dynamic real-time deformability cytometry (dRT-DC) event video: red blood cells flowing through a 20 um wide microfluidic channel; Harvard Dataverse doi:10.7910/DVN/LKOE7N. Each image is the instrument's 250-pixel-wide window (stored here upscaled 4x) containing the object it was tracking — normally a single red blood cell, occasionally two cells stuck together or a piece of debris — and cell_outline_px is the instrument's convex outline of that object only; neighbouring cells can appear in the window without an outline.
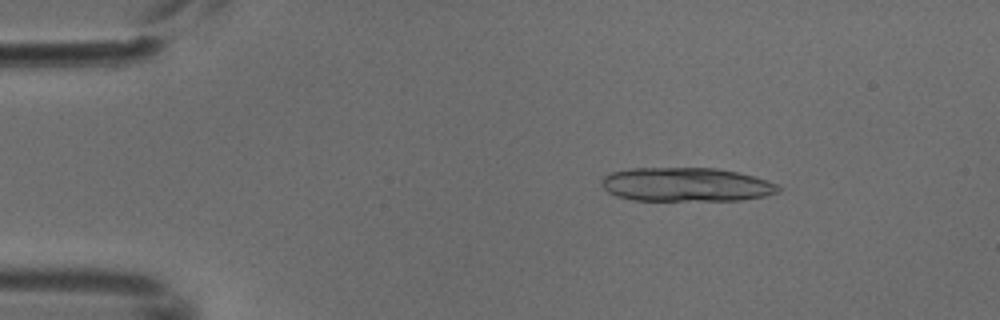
{"species": "common noctule bat (a hibernating species)", "species_latin": "Nyctalus noctula", "temperature_condition": "cold", "stored_images_in_passage": 4, "camera_frame_rate_fps": 3000, "um_per_image_px": 0.085, "animal": {"sex": "male", "body_mass_g": 18.8}, "frame": {"image": 1, "passage_image": 2, "time_ms": 0.333, "image_size_px": [1000, 320], "cell_outline_px": [[780, 188], [776, 192], [764, 196], [744, 200], [632, 200], [616, 196], [608, 192], [604, 188], [600, 180], [604, 176], [612, 172], [628, 168], [716, 168], [736, 172], [752, 176], [776, 184]], "centroid_in_image_um": [58.26, 15.69], "position_along_channel_um": 26.7, "area_um2": 34.74}}